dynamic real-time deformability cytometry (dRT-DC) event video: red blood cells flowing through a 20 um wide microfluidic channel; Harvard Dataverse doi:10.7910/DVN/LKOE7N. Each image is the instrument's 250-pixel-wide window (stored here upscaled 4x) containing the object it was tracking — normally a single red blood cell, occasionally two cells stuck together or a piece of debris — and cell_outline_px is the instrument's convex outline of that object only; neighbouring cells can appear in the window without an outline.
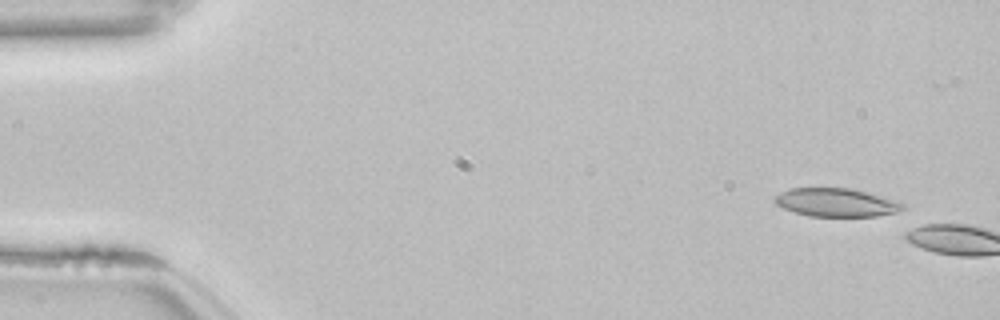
{"species": "common noctule bat (a hibernating species)", "species_latin": "Nyctalus noctula", "temperature_condition": "room temperature", "stored_images_in_passage": 4, "camera_frame_rate_fps": 3000, "um_per_image_px": 0.085, "animal": {"sex": "female", "body_mass_g": 22.7, "forearm_length_mm": 54.2}, "frame": {"image": 1, "passage_image": 1, "time_ms": 0.0, "image_size_px": [1000, 320], "cell_outline_px": [[904, 208], [896, 212], [876, 216], [808, 216], [784, 208], [776, 204], [772, 200], [780, 192], [788, 188], [852, 188], [880, 196], [904, 204]], "centroid_in_image_um": [71.02, 17.2], "position_along_channel_um": 14.0, "area_um2": 20.92}}